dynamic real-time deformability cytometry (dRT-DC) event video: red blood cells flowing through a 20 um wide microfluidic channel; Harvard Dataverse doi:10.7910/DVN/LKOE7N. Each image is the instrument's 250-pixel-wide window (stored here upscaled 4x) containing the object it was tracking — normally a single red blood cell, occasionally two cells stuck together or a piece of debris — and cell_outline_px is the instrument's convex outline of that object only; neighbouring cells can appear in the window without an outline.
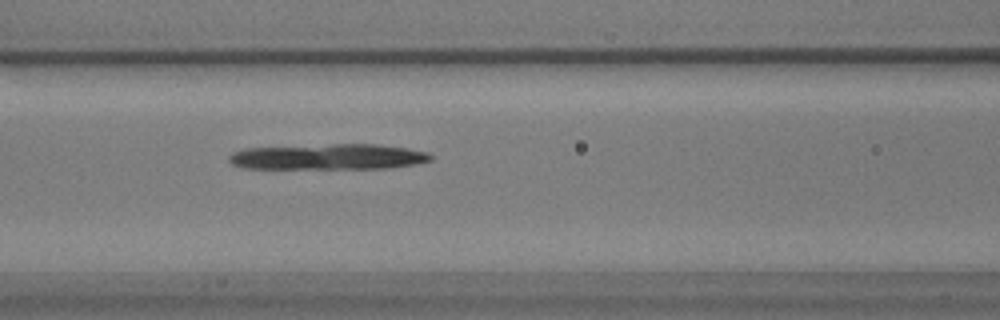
{"species": "common noctule bat (a hibernating species)", "species_latin": "Nyctalus noctula", "temperature_condition": "warm", "stored_images_in_passage": 41, "camera_frame_rate_fps": 3000, "um_per_image_px": 0.085, "animal": {"sex": "male", "body_mass_g": 17.9}, "frame": {"image": 1, "passage_image": 12, "time_ms": 3.667, "image_size_px": [1000, 320], "cell_outline_px": [[432, 160], [412, 164], [388, 168], [240, 168], [232, 164], [228, 160], [228, 156], [232, 152], [244, 148], [332, 144], [376, 144], [408, 148], [428, 152], [432, 156]], "centroid_in_image_um": [27.86, 13.32], "position_along_channel_um": 138.7, "area_um2": 30.17}}
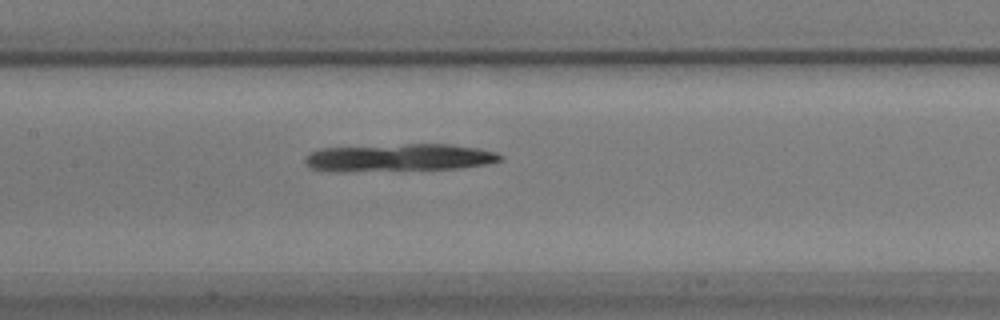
{"frame": {"image": 2, "passage_image": 15, "time_ms": 4.667, "image_size_px": [1000, 320], "cell_outline_px": [[504, 160], [484, 164], [460, 168], [344, 172], [312, 168], [304, 160], [304, 156], [308, 152], [316, 148], [408, 144], [452, 144], [480, 148], [496, 152], [504, 156]], "centroid_in_image_um": [33.93, 13.39], "position_along_channel_um": 173.5, "area_um2": 31.73}}
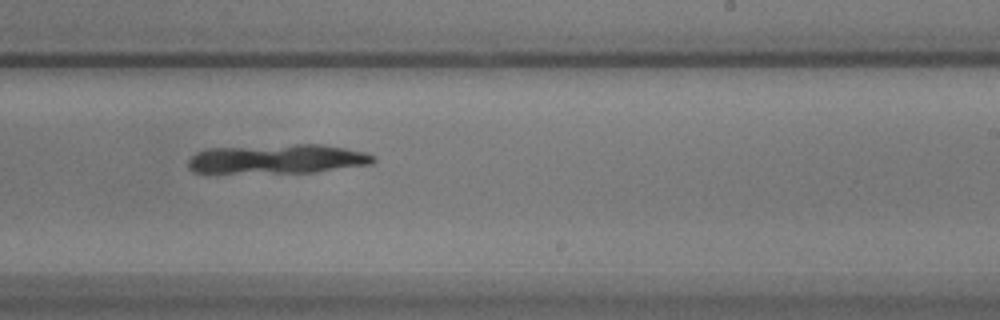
{"frame": {"image": 3, "passage_image": 23, "time_ms": 7.333, "image_size_px": [1000, 320], "cell_outline_px": [[376, 160], [372, 164], [316, 172], [192, 172], [188, 168], [188, 160], [196, 152], [208, 148], [296, 144], [324, 144], [364, 152], [376, 156]], "centroid_in_image_um": [23.62, 13.5], "position_along_channel_um": 265.4, "area_um2": 31.56}}